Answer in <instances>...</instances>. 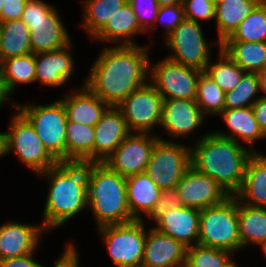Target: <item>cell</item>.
Here are the masks:
<instances>
[{"instance_id":"obj_52","label":"cell","mask_w":266,"mask_h":267,"mask_svg":"<svg viewBox=\"0 0 266 267\" xmlns=\"http://www.w3.org/2000/svg\"><path fill=\"white\" fill-rule=\"evenodd\" d=\"M4 3H5V0H0V15H1V11L4 6Z\"/></svg>"},{"instance_id":"obj_42","label":"cell","mask_w":266,"mask_h":267,"mask_svg":"<svg viewBox=\"0 0 266 267\" xmlns=\"http://www.w3.org/2000/svg\"><path fill=\"white\" fill-rule=\"evenodd\" d=\"M182 206L183 205L176 187L163 189L160 194V199L157 202L152 213L149 215V217H151L150 219L156 221L160 216L164 215L167 211Z\"/></svg>"},{"instance_id":"obj_55","label":"cell","mask_w":266,"mask_h":267,"mask_svg":"<svg viewBox=\"0 0 266 267\" xmlns=\"http://www.w3.org/2000/svg\"><path fill=\"white\" fill-rule=\"evenodd\" d=\"M260 3H266V0H258Z\"/></svg>"},{"instance_id":"obj_19","label":"cell","mask_w":266,"mask_h":267,"mask_svg":"<svg viewBox=\"0 0 266 267\" xmlns=\"http://www.w3.org/2000/svg\"><path fill=\"white\" fill-rule=\"evenodd\" d=\"M42 225L9 222L0 226V260L34 253L45 233Z\"/></svg>"},{"instance_id":"obj_46","label":"cell","mask_w":266,"mask_h":267,"mask_svg":"<svg viewBox=\"0 0 266 267\" xmlns=\"http://www.w3.org/2000/svg\"><path fill=\"white\" fill-rule=\"evenodd\" d=\"M252 109L261 131L266 136V98L260 96L252 105Z\"/></svg>"},{"instance_id":"obj_20","label":"cell","mask_w":266,"mask_h":267,"mask_svg":"<svg viewBox=\"0 0 266 267\" xmlns=\"http://www.w3.org/2000/svg\"><path fill=\"white\" fill-rule=\"evenodd\" d=\"M199 220V209L182 206L160 216L155 221L157 226L154 228L190 247L198 244Z\"/></svg>"},{"instance_id":"obj_39","label":"cell","mask_w":266,"mask_h":267,"mask_svg":"<svg viewBox=\"0 0 266 267\" xmlns=\"http://www.w3.org/2000/svg\"><path fill=\"white\" fill-rule=\"evenodd\" d=\"M127 2L136 14L140 27L145 32L148 28L156 26V17L159 9V5L156 0H127Z\"/></svg>"},{"instance_id":"obj_38","label":"cell","mask_w":266,"mask_h":267,"mask_svg":"<svg viewBox=\"0 0 266 267\" xmlns=\"http://www.w3.org/2000/svg\"><path fill=\"white\" fill-rule=\"evenodd\" d=\"M232 253L199 244L187 247L185 267H223Z\"/></svg>"},{"instance_id":"obj_28","label":"cell","mask_w":266,"mask_h":267,"mask_svg":"<svg viewBox=\"0 0 266 267\" xmlns=\"http://www.w3.org/2000/svg\"><path fill=\"white\" fill-rule=\"evenodd\" d=\"M94 126L67 121L66 162L94 163Z\"/></svg>"},{"instance_id":"obj_27","label":"cell","mask_w":266,"mask_h":267,"mask_svg":"<svg viewBox=\"0 0 266 267\" xmlns=\"http://www.w3.org/2000/svg\"><path fill=\"white\" fill-rule=\"evenodd\" d=\"M259 3L258 0H221L215 4V21L219 33L217 46L233 34Z\"/></svg>"},{"instance_id":"obj_8","label":"cell","mask_w":266,"mask_h":267,"mask_svg":"<svg viewBox=\"0 0 266 267\" xmlns=\"http://www.w3.org/2000/svg\"><path fill=\"white\" fill-rule=\"evenodd\" d=\"M3 135L5 154L15 151L18 159L38 175L58 163L45 148L34 127L19 111L12 116L10 131Z\"/></svg>"},{"instance_id":"obj_50","label":"cell","mask_w":266,"mask_h":267,"mask_svg":"<svg viewBox=\"0 0 266 267\" xmlns=\"http://www.w3.org/2000/svg\"><path fill=\"white\" fill-rule=\"evenodd\" d=\"M5 155V148H4V135L3 132H0V158Z\"/></svg>"},{"instance_id":"obj_30","label":"cell","mask_w":266,"mask_h":267,"mask_svg":"<svg viewBox=\"0 0 266 267\" xmlns=\"http://www.w3.org/2000/svg\"><path fill=\"white\" fill-rule=\"evenodd\" d=\"M220 48L245 72L266 67V42L224 41Z\"/></svg>"},{"instance_id":"obj_21","label":"cell","mask_w":266,"mask_h":267,"mask_svg":"<svg viewBox=\"0 0 266 267\" xmlns=\"http://www.w3.org/2000/svg\"><path fill=\"white\" fill-rule=\"evenodd\" d=\"M72 43L62 49L35 54V77L43 85L61 87L72 76Z\"/></svg>"},{"instance_id":"obj_16","label":"cell","mask_w":266,"mask_h":267,"mask_svg":"<svg viewBox=\"0 0 266 267\" xmlns=\"http://www.w3.org/2000/svg\"><path fill=\"white\" fill-rule=\"evenodd\" d=\"M187 247L171 236L151 228L144 245L143 267H185Z\"/></svg>"},{"instance_id":"obj_22","label":"cell","mask_w":266,"mask_h":267,"mask_svg":"<svg viewBox=\"0 0 266 267\" xmlns=\"http://www.w3.org/2000/svg\"><path fill=\"white\" fill-rule=\"evenodd\" d=\"M234 196L241 203L266 208V155L254 152L249 157L242 185Z\"/></svg>"},{"instance_id":"obj_1","label":"cell","mask_w":266,"mask_h":267,"mask_svg":"<svg viewBox=\"0 0 266 267\" xmlns=\"http://www.w3.org/2000/svg\"><path fill=\"white\" fill-rule=\"evenodd\" d=\"M140 46L104 47L84 85L109 106L117 107L130 93L147 83L151 64L149 48Z\"/></svg>"},{"instance_id":"obj_14","label":"cell","mask_w":266,"mask_h":267,"mask_svg":"<svg viewBox=\"0 0 266 267\" xmlns=\"http://www.w3.org/2000/svg\"><path fill=\"white\" fill-rule=\"evenodd\" d=\"M160 137L150 133H130L104 162L123 177L145 172L155 143Z\"/></svg>"},{"instance_id":"obj_29","label":"cell","mask_w":266,"mask_h":267,"mask_svg":"<svg viewBox=\"0 0 266 267\" xmlns=\"http://www.w3.org/2000/svg\"><path fill=\"white\" fill-rule=\"evenodd\" d=\"M239 237L242 248L266 241V208L254 207L237 200Z\"/></svg>"},{"instance_id":"obj_35","label":"cell","mask_w":266,"mask_h":267,"mask_svg":"<svg viewBox=\"0 0 266 267\" xmlns=\"http://www.w3.org/2000/svg\"><path fill=\"white\" fill-rule=\"evenodd\" d=\"M225 41L266 42V3H259Z\"/></svg>"},{"instance_id":"obj_6","label":"cell","mask_w":266,"mask_h":267,"mask_svg":"<svg viewBox=\"0 0 266 267\" xmlns=\"http://www.w3.org/2000/svg\"><path fill=\"white\" fill-rule=\"evenodd\" d=\"M21 19L30 30L31 52L55 51L71 43V38L55 6L42 0H28Z\"/></svg>"},{"instance_id":"obj_48","label":"cell","mask_w":266,"mask_h":267,"mask_svg":"<svg viewBox=\"0 0 266 267\" xmlns=\"http://www.w3.org/2000/svg\"><path fill=\"white\" fill-rule=\"evenodd\" d=\"M8 96H10V95L5 90L3 80H2L1 74H0V108L4 102L6 103L7 99H10Z\"/></svg>"},{"instance_id":"obj_7","label":"cell","mask_w":266,"mask_h":267,"mask_svg":"<svg viewBox=\"0 0 266 267\" xmlns=\"http://www.w3.org/2000/svg\"><path fill=\"white\" fill-rule=\"evenodd\" d=\"M13 103L34 127L48 152L58 162H66L67 114L63 102L57 100L46 105L30 104L29 106Z\"/></svg>"},{"instance_id":"obj_2","label":"cell","mask_w":266,"mask_h":267,"mask_svg":"<svg viewBox=\"0 0 266 267\" xmlns=\"http://www.w3.org/2000/svg\"><path fill=\"white\" fill-rule=\"evenodd\" d=\"M191 147V167L215 180L229 195L241 187L245 167L254 153L235 140L209 132Z\"/></svg>"},{"instance_id":"obj_47","label":"cell","mask_w":266,"mask_h":267,"mask_svg":"<svg viewBox=\"0 0 266 267\" xmlns=\"http://www.w3.org/2000/svg\"><path fill=\"white\" fill-rule=\"evenodd\" d=\"M257 74L259 77L260 90L265 92V95L263 94L261 97L266 98V67Z\"/></svg>"},{"instance_id":"obj_5","label":"cell","mask_w":266,"mask_h":267,"mask_svg":"<svg viewBox=\"0 0 266 267\" xmlns=\"http://www.w3.org/2000/svg\"><path fill=\"white\" fill-rule=\"evenodd\" d=\"M198 244L231 253L243 249L239 237L237 199L234 195L220 204L200 210Z\"/></svg>"},{"instance_id":"obj_40","label":"cell","mask_w":266,"mask_h":267,"mask_svg":"<svg viewBox=\"0 0 266 267\" xmlns=\"http://www.w3.org/2000/svg\"><path fill=\"white\" fill-rule=\"evenodd\" d=\"M185 19L198 23L197 19H215V4L210 0H183Z\"/></svg>"},{"instance_id":"obj_51","label":"cell","mask_w":266,"mask_h":267,"mask_svg":"<svg viewBox=\"0 0 266 267\" xmlns=\"http://www.w3.org/2000/svg\"><path fill=\"white\" fill-rule=\"evenodd\" d=\"M223 267H238V265H236V263L229 258Z\"/></svg>"},{"instance_id":"obj_13","label":"cell","mask_w":266,"mask_h":267,"mask_svg":"<svg viewBox=\"0 0 266 267\" xmlns=\"http://www.w3.org/2000/svg\"><path fill=\"white\" fill-rule=\"evenodd\" d=\"M163 97L149 82L130 93L117 107L122 111L129 131L149 133L161 125Z\"/></svg>"},{"instance_id":"obj_33","label":"cell","mask_w":266,"mask_h":267,"mask_svg":"<svg viewBox=\"0 0 266 267\" xmlns=\"http://www.w3.org/2000/svg\"><path fill=\"white\" fill-rule=\"evenodd\" d=\"M83 29L94 37L106 24L108 19L121 9L127 0H86L84 1Z\"/></svg>"},{"instance_id":"obj_25","label":"cell","mask_w":266,"mask_h":267,"mask_svg":"<svg viewBox=\"0 0 266 267\" xmlns=\"http://www.w3.org/2000/svg\"><path fill=\"white\" fill-rule=\"evenodd\" d=\"M145 32L139 25L137 16L127 2L116 11L105 26L92 38L103 42H115L117 45H137L132 41L136 34Z\"/></svg>"},{"instance_id":"obj_23","label":"cell","mask_w":266,"mask_h":267,"mask_svg":"<svg viewBox=\"0 0 266 267\" xmlns=\"http://www.w3.org/2000/svg\"><path fill=\"white\" fill-rule=\"evenodd\" d=\"M79 89L60 99L66 110L67 121L95 126L110 106L84 84Z\"/></svg>"},{"instance_id":"obj_18","label":"cell","mask_w":266,"mask_h":267,"mask_svg":"<svg viewBox=\"0 0 266 267\" xmlns=\"http://www.w3.org/2000/svg\"><path fill=\"white\" fill-rule=\"evenodd\" d=\"M205 115L195 100L164 99L161 126L173 138L187 136L204 123Z\"/></svg>"},{"instance_id":"obj_12","label":"cell","mask_w":266,"mask_h":267,"mask_svg":"<svg viewBox=\"0 0 266 267\" xmlns=\"http://www.w3.org/2000/svg\"><path fill=\"white\" fill-rule=\"evenodd\" d=\"M202 72L167 58L149 66L151 84L163 99L195 100L197 82Z\"/></svg>"},{"instance_id":"obj_41","label":"cell","mask_w":266,"mask_h":267,"mask_svg":"<svg viewBox=\"0 0 266 267\" xmlns=\"http://www.w3.org/2000/svg\"><path fill=\"white\" fill-rule=\"evenodd\" d=\"M185 19L183 4L170 6H159L157 20H161L166 28L165 36L167 37L175 28ZM161 22V23H162Z\"/></svg>"},{"instance_id":"obj_53","label":"cell","mask_w":266,"mask_h":267,"mask_svg":"<svg viewBox=\"0 0 266 267\" xmlns=\"http://www.w3.org/2000/svg\"><path fill=\"white\" fill-rule=\"evenodd\" d=\"M260 246L263 247V251H264L265 256H266V241Z\"/></svg>"},{"instance_id":"obj_24","label":"cell","mask_w":266,"mask_h":267,"mask_svg":"<svg viewBox=\"0 0 266 267\" xmlns=\"http://www.w3.org/2000/svg\"><path fill=\"white\" fill-rule=\"evenodd\" d=\"M161 189L145 173L126 177L127 203L131 216L140 220L141 212L149 216L160 199Z\"/></svg>"},{"instance_id":"obj_15","label":"cell","mask_w":266,"mask_h":267,"mask_svg":"<svg viewBox=\"0 0 266 267\" xmlns=\"http://www.w3.org/2000/svg\"><path fill=\"white\" fill-rule=\"evenodd\" d=\"M182 205L205 209L223 202L230 195L208 175L190 167L176 186Z\"/></svg>"},{"instance_id":"obj_11","label":"cell","mask_w":266,"mask_h":267,"mask_svg":"<svg viewBox=\"0 0 266 267\" xmlns=\"http://www.w3.org/2000/svg\"><path fill=\"white\" fill-rule=\"evenodd\" d=\"M166 39V45L173 53L167 59L201 71L206 70L211 50L199 22L184 19Z\"/></svg>"},{"instance_id":"obj_36","label":"cell","mask_w":266,"mask_h":267,"mask_svg":"<svg viewBox=\"0 0 266 267\" xmlns=\"http://www.w3.org/2000/svg\"><path fill=\"white\" fill-rule=\"evenodd\" d=\"M195 101L204 115H218L224 110L225 92L203 71L197 82Z\"/></svg>"},{"instance_id":"obj_45","label":"cell","mask_w":266,"mask_h":267,"mask_svg":"<svg viewBox=\"0 0 266 267\" xmlns=\"http://www.w3.org/2000/svg\"><path fill=\"white\" fill-rule=\"evenodd\" d=\"M74 245L68 244L59 260L54 263L55 267H79L78 253Z\"/></svg>"},{"instance_id":"obj_54","label":"cell","mask_w":266,"mask_h":267,"mask_svg":"<svg viewBox=\"0 0 266 267\" xmlns=\"http://www.w3.org/2000/svg\"><path fill=\"white\" fill-rule=\"evenodd\" d=\"M212 3H214V4H217V3H219L221 0H210Z\"/></svg>"},{"instance_id":"obj_3","label":"cell","mask_w":266,"mask_h":267,"mask_svg":"<svg viewBox=\"0 0 266 267\" xmlns=\"http://www.w3.org/2000/svg\"><path fill=\"white\" fill-rule=\"evenodd\" d=\"M39 174L50 182L41 224L46 231L62 226L88 206L85 200L87 163L58 162Z\"/></svg>"},{"instance_id":"obj_17","label":"cell","mask_w":266,"mask_h":267,"mask_svg":"<svg viewBox=\"0 0 266 267\" xmlns=\"http://www.w3.org/2000/svg\"><path fill=\"white\" fill-rule=\"evenodd\" d=\"M94 163H104L131 133L122 111L110 106L94 126Z\"/></svg>"},{"instance_id":"obj_49","label":"cell","mask_w":266,"mask_h":267,"mask_svg":"<svg viewBox=\"0 0 266 267\" xmlns=\"http://www.w3.org/2000/svg\"><path fill=\"white\" fill-rule=\"evenodd\" d=\"M159 6H170L176 4H183V0H156Z\"/></svg>"},{"instance_id":"obj_10","label":"cell","mask_w":266,"mask_h":267,"mask_svg":"<svg viewBox=\"0 0 266 267\" xmlns=\"http://www.w3.org/2000/svg\"><path fill=\"white\" fill-rule=\"evenodd\" d=\"M191 167V147L160 138L145 173L161 189L175 188Z\"/></svg>"},{"instance_id":"obj_26","label":"cell","mask_w":266,"mask_h":267,"mask_svg":"<svg viewBox=\"0 0 266 267\" xmlns=\"http://www.w3.org/2000/svg\"><path fill=\"white\" fill-rule=\"evenodd\" d=\"M220 115H222L224 121L232 133L225 132H215L217 135L235 140L239 143V137L246 143H249L251 151L256 152L254 147V142L256 139L266 138V136L261 131L255 115L251 107L245 108H234V109H224ZM236 134V136H234Z\"/></svg>"},{"instance_id":"obj_43","label":"cell","mask_w":266,"mask_h":267,"mask_svg":"<svg viewBox=\"0 0 266 267\" xmlns=\"http://www.w3.org/2000/svg\"><path fill=\"white\" fill-rule=\"evenodd\" d=\"M28 0H5L0 15V22L21 19Z\"/></svg>"},{"instance_id":"obj_44","label":"cell","mask_w":266,"mask_h":267,"mask_svg":"<svg viewBox=\"0 0 266 267\" xmlns=\"http://www.w3.org/2000/svg\"><path fill=\"white\" fill-rule=\"evenodd\" d=\"M34 253L0 260V267H44L33 258Z\"/></svg>"},{"instance_id":"obj_37","label":"cell","mask_w":266,"mask_h":267,"mask_svg":"<svg viewBox=\"0 0 266 267\" xmlns=\"http://www.w3.org/2000/svg\"><path fill=\"white\" fill-rule=\"evenodd\" d=\"M259 90L258 74L246 72L233 90L225 92L224 109L251 107L260 98L250 100L259 93Z\"/></svg>"},{"instance_id":"obj_4","label":"cell","mask_w":266,"mask_h":267,"mask_svg":"<svg viewBox=\"0 0 266 267\" xmlns=\"http://www.w3.org/2000/svg\"><path fill=\"white\" fill-rule=\"evenodd\" d=\"M85 200L98 227L135 220L127 203L126 178L105 163H87Z\"/></svg>"},{"instance_id":"obj_9","label":"cell","mask_w":266,"mask_h":267,"mask_svg":"<svg viewBox=\"0 0 266 267\" xmlns=\"http://www.w3.org/2000/svg\"><path fill=\"white\" fill-rule=\"evenodd\" d=\"M144 222L143 219H135L98 228L116 267L141 266L147 237Z\"/></svg>"},{"instance_id":"obj_31","label":"cell","mask_w":266,"mask_h":267,"mask_svg":"<svg viewBox=\"0 0 266 267\" xmlns=\"http://www.w3.org/2000/svg\"><path fill=\"white\" fill-rule=\"evenodd\" d=\"M0 62L31 52L30 30L22 19L0 22Z\"/></svg>"},{"instance_id":"obj_34","label":"cell","mask_w":266,"mask_h":267,"mask_svg":"<svg viewBox=\"0 0 266 267\" xmlns=\"http://www.w3.org/2000/svg\"><path fill=\"white\" fill-rule=\"evenodd\" d=\"M219 49V61L216 63L209 62L204 72L208 74L224 92H227L233 90L240 83L246 72L220 47Z\"/></svg>"},{"instance_id":"obj_32","label":"cell","mask_w":266,"mask_h":267,"mask_svg":"<svg viewBox=\"0 0 266 267\" xmlns=\"http://www.w3.org/2000/svg\"><path fill=\"white\" fill-rule=\"evenodd\" d=\"M0 74L9 95H12L18 84L36 82L35 54L28 53L2 60Z\"/></svg>"}]
</instances>
